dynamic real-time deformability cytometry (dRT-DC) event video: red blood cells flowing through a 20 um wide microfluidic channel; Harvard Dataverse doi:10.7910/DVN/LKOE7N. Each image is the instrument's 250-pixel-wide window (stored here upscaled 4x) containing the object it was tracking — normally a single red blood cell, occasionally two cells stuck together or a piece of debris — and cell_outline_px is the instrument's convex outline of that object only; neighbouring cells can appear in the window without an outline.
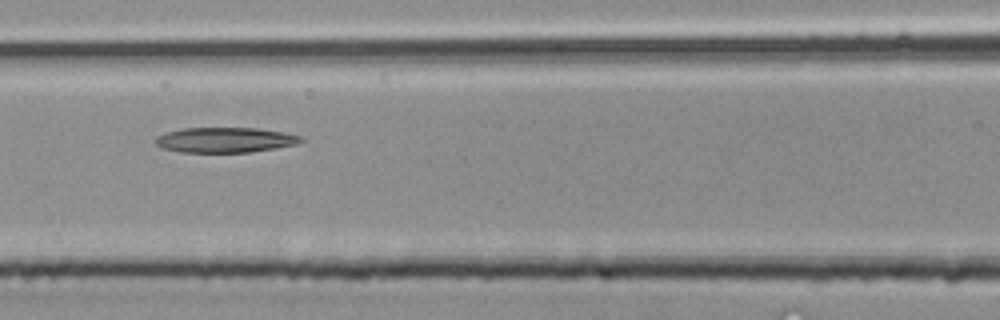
{"species": "common noctule bat (a hibernating species)", "species_latin": "Nyctalus noctula", "temperature_condition": "room temperature", "stored_images_in_passage": 3, "camera_frame_rate_fps": 3000, "um_per_image_px": 0.085, "animal": {"sex": "male", "body_mass_g": 20.4}, "frame": {"image": 1, "passage_image": 3, "time_ms": 0.667, "image_size_px": [1000, 320], "cell_outline_px": [[304, 140], [300, 144], [252, 152], [180, 152], [164, 148], [156, 144], [152, 140], [156, 136], [164, 132], [180, 128], [256, 128], [284, 132], [300, 136]], "centroid_in_image_um": [19.12, 11.89], "position_along_channel_um": 147.5, "area_um2": 21.56}}